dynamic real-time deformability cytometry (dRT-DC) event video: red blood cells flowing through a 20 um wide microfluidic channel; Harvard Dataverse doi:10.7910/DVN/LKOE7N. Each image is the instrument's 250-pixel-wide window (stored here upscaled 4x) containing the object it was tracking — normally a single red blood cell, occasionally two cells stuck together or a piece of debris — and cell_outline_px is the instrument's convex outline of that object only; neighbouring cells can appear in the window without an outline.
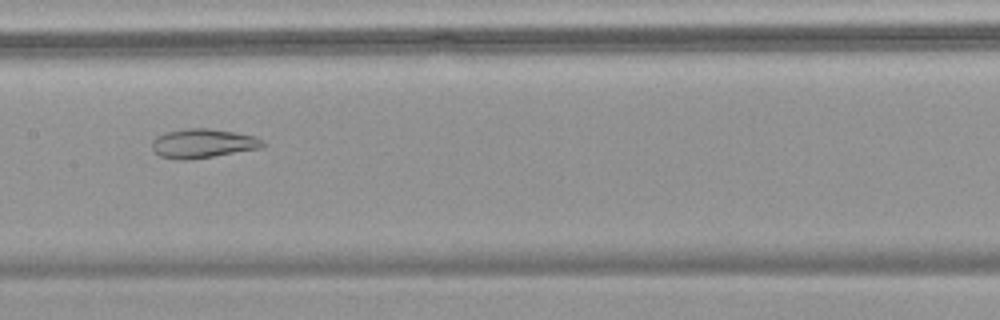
{"species": "common noctule bat (a hibernating species)", "species_latin": "Nyctalus noctula", "temperature_condition": "warm", "stored_images_in_passage": 40, "camera_frame_rate_fps": 3000, "um_per_image_px": 0.085, "animal": {"sex": "female", "body_mass_g": 18.4}, "frame": {"image": 1, "passage_image": 14, "time_ms": 4.333, "image_size_px": [1000, 320], "cell_outline_px": [[264, 148], [192, 160], [180, 160], [160, 156], [152, 148], [152, 140], [156, 136], [164, 132], [188, 128], [208, 128], [236, 132], [256, 136], [264, 140]], "centroid_in_image_um": [17.28, 12.19], "position_along_channel_um": 190.1, "area_um2": 19.19}}
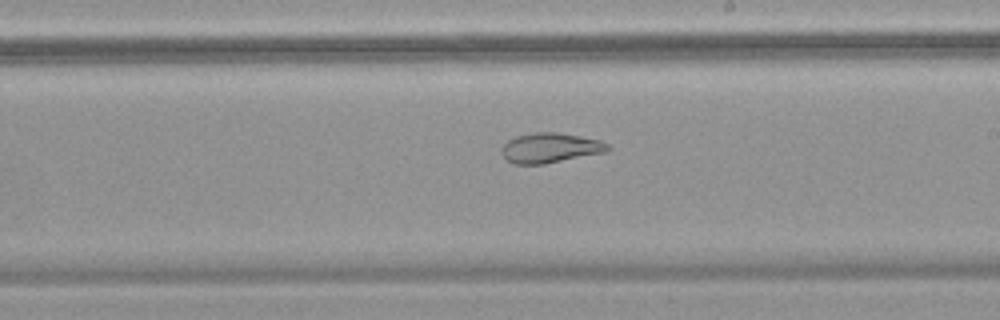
{"frame": {"image": 2, "passage_image": 19, "time_ms": 6.0, "image_size_px": [1000, 320], "cell_outline_px": [[612, 148], [608, 152], [544, 164], [512, 164], [504, 160], [500, 152], [504, 144], [508, 140], [516, 136], [536, 132], [556, 132], [580, 136], [600, 140], [608, 144]], "centroid_in_image_um": [46.76, 12.58], "position_along_channel_um": 242.2, "area_um2": 18.79}}
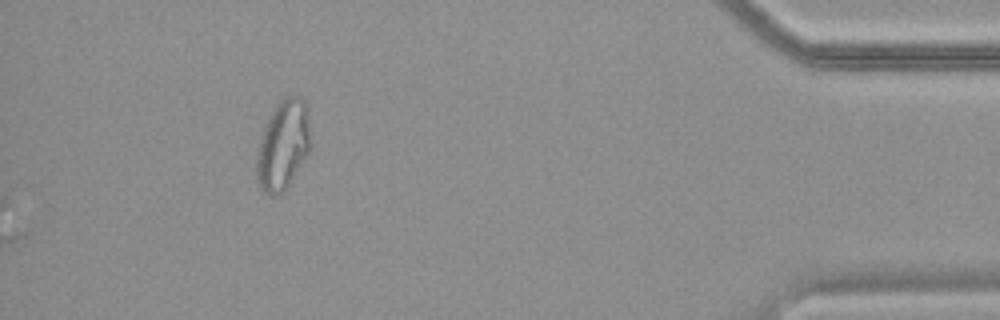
{"frame": {"image": 3, "passage_image": 40, "time_ms": 13.0, "image_size_px": [1000, 320], "cell_outline_px": [[308, 152], [288, 184], [280, 196], [272, 196], [264, 192], [260, 188], [256, 176], [256, 160], [260, 140], [264, 128], [276, 104], [284, 96], [300, 96], [308, 104]], "centroid_in_image_um": [24.03, 12.32], "position_along_channel_um": 411.2, "area_um2": 27.63}}